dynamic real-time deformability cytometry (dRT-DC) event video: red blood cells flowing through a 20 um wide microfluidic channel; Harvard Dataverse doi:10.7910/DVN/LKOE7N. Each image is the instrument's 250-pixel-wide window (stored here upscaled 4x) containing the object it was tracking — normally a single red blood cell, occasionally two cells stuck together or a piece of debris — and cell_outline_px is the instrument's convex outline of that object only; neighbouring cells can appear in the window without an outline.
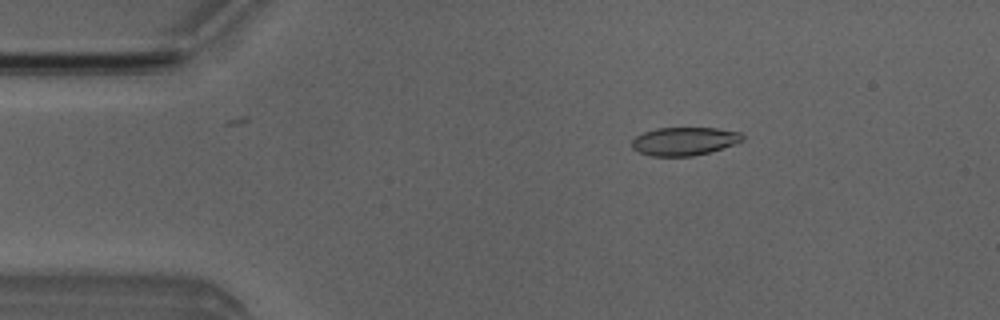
{"species": "Egyptian fruit bat (a non-hibernating species)", "species_latin": "Rousettus aegyptiacus", "temperature_condition": "room temperature", "stored_images_in_passage": 8, "camera_frame_rate_fps": 3000, "um_per_image_px": 0.085, "animal": {"sex": "male"}, "frame": {"image": 1, "passage_image": 3, "time_ms": 2.333, "image_size_px": [1000, 320], "cell_outline_px": [[744, 140], [708, 152], [692, 156], [652, 156], [640, 152], [632, 148], [632, 140], [636, 136], [644, 132], [656, 128], [716, 128], [740, 132], [744, 136]], "centroid_in_image_um": [58.14, 11.99], "position_along_channel_um": 26.9, "area_um2": 17.98}}
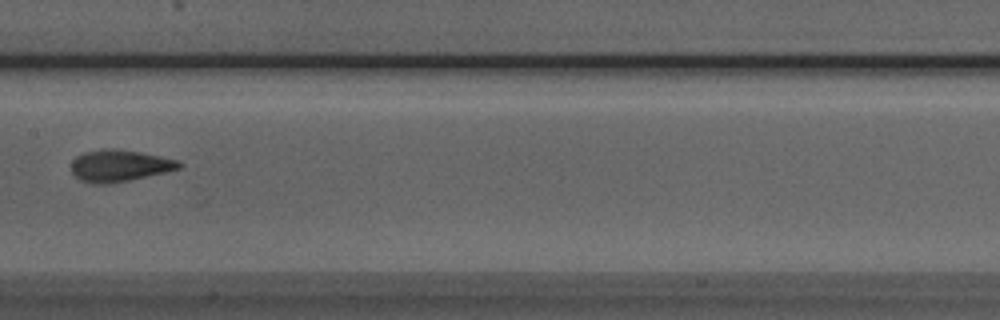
{"frame": {"image": 2, "passage_image": 8, "time_ms": 8.0, "image_size_px": [1000, 320], "cell_outline_px": [[184, 164], [180, 168], [164, 172], [128, 180], [104, 184], [92, 184], [80, 180], [72, 172], [72, 160], [76, 156], [84, 152], [108, 148], [116, 148], [140, 152], [160, 156], [176, 160]], "centroid_in_image_um": [10.13, 14.07], "position_along_channel_um": 197.3, "area_um2": 19.77}}